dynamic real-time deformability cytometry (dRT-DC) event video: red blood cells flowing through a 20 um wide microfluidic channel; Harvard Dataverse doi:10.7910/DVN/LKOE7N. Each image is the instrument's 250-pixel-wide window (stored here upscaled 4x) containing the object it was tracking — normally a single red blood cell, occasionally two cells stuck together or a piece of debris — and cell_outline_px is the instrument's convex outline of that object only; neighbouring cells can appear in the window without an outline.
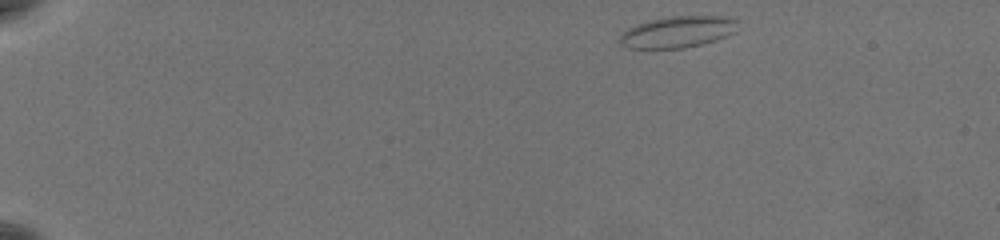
{"species": "common noctule bat (a hibernating species)", "species_latin": "Nyctalus noctula", "temperature_condition": "warm", "stored_images_in_passage": 50, "camera_frame_rate_fps": 3000, "um_per_image_px": 0.085, "animal": {"sex": "female", "body_mass_g": 19.5, "forearm_length_mm": 54.1}, "frame": {"image": 1, "passage_image": 1, "time_ms": 0.0, "image_size_px": [1000, 240], "cell_outline_px": [[736, 32], [716, 40], [684, 48], [628, 48], [620, 44], [620, 36], [628, 28], [636, 24], [648, 20], [668, 16], [720, 16], [736, 20]], "centroid_in_image_um": [57.58, 2.71], "position_along_channel_um": 27.4, "area_um2": 21.5}}
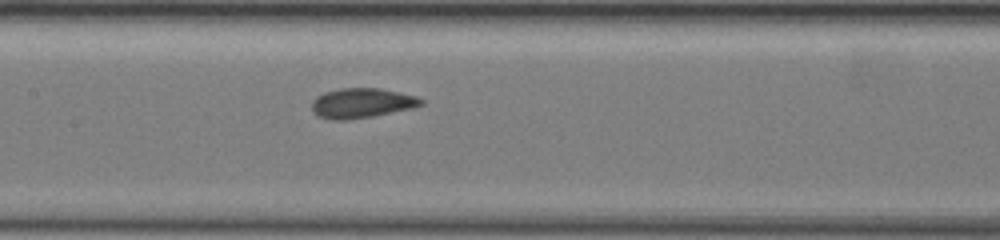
{"frame": {"image": 2, "passage_image": 23, "time_ms": 7.333, "image_size_px": [1000, 240], "cell_outline_px": [[424, 104], [412, 108], [372, 116], [344, 120], [332, 120], [320, 116], [312, 108], [312, 100], [316, 96], [324, 92], [340, 88], [380, 88], [400, 92], [416, 96], [424, 100]], "centroid_in_image_um": [30.76, 8.74], "position_along_channel_um": 176.6, "area_um2": 18.9}}
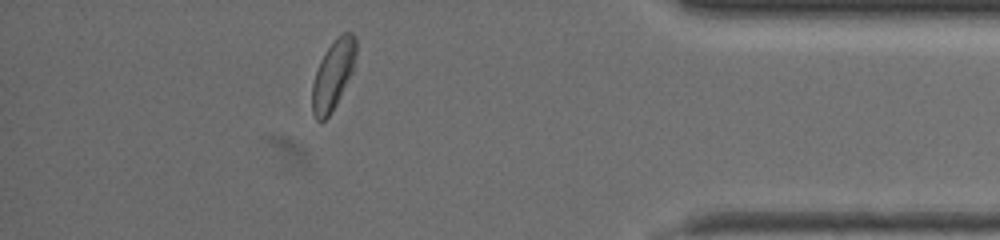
{"frame": {"image": 3, "passage_image": 44, "time_ms": 14.333, "image_size_px": [1000, 240], "cell_outline_px": [[356, 52], [352, 72], [332, 112], [324, 120], [316, 120], [312, 112], [312, 84], [320, 60], [336, 36], [344, 32], [352, 32], [356, 36]], "centroid_in_image_um": [28.31, 6.34], "position_along_channel_um": 406.9, "area_um2": 17.57}, "authors_computed_cell_mechanics": {"area_um2": 18.6694, "velocity_mm_per_s": 3.7011, "shape_relaxation_time_tau1_ms": 3.365, "shape_relaxation_time_tau2_ms": 1.1158, "deformation_change_tau1": 0.1303, "deformation_change_tau2": 0.0689}}